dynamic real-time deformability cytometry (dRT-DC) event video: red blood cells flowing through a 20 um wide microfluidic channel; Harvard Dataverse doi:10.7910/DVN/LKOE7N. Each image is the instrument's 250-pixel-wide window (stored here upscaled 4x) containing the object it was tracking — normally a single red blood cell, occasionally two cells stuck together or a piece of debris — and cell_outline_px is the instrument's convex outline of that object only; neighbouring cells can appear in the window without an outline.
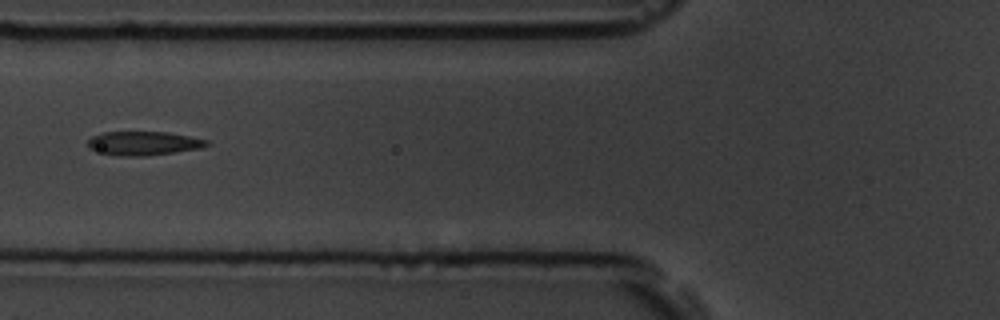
{"species": "common noctule bat (a hibernating species)", "species_latin": "Nyctalus noctula", "temperature_condition": "room temperature", "stored_images_in_passage": 2, "camera_frame_rate_fps": 3000, "um_per_image_px": 0.085, "animal": {"sex": "male", "body_mass_g": 19.5, "forearm_length_mm": 54.6}, "frame": {"image": 1, "passage_image": 2, "time_ms": 0.333, "image_size_px": [1000, 320], "cell_outline_px": [[208, 144], [200, 148], [172, 152], [140, 156], [120, 156], [88, 148], [88, 140], [92, 136], [104, 132], [168, 132], [208, 140]], "centroid_in_image_um": [12.18, 12.17], "position_along_channel_um": 113.6, "area_um2": 16.13}}